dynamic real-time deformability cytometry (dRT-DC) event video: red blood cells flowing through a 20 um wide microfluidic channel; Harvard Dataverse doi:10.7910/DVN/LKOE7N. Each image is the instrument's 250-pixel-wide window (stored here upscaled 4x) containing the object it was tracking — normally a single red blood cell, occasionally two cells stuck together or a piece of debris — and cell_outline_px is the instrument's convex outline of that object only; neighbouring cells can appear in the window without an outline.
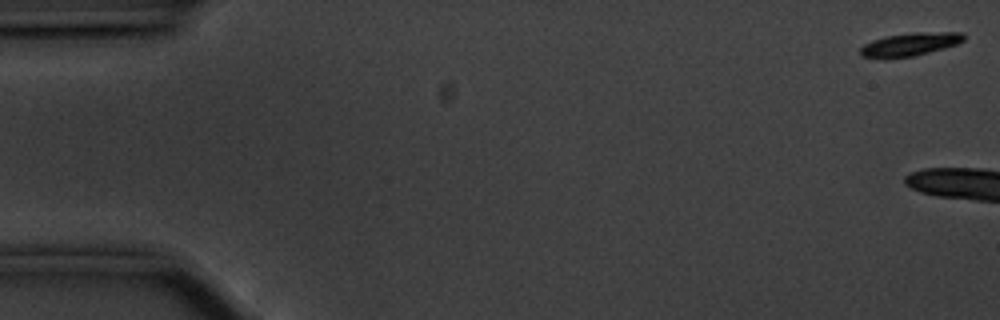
{"species": "common noctule bat (a hibernating species)", "species_latin": "Nyctalus noctula", "temperature_condition": "cold", "stored_images_in_passage": 5, "camera_frame_rate_fps": 3000, "um_per_image_px": 0.085, "animal": {"sex": "male", "body_mass_g": 20.1, "forearm_length_mm": 53.5}, "frame": {"image": 1, "passage_image": 1, "time_ms": 0.0, "image_size_px": [1000, 320], "cell_outline_px": [[964, 40], [956, 44], [928, 52], [912, 56], [864, 56], [860, 52], [860, 48], [864, 44], [872, 40], [884, 36], [912, 32], [964, 32]], "centroid_in_image_um": [77.4, 3.71], "position_along_channel_um": 7.6, "area_um2": 13.41}}